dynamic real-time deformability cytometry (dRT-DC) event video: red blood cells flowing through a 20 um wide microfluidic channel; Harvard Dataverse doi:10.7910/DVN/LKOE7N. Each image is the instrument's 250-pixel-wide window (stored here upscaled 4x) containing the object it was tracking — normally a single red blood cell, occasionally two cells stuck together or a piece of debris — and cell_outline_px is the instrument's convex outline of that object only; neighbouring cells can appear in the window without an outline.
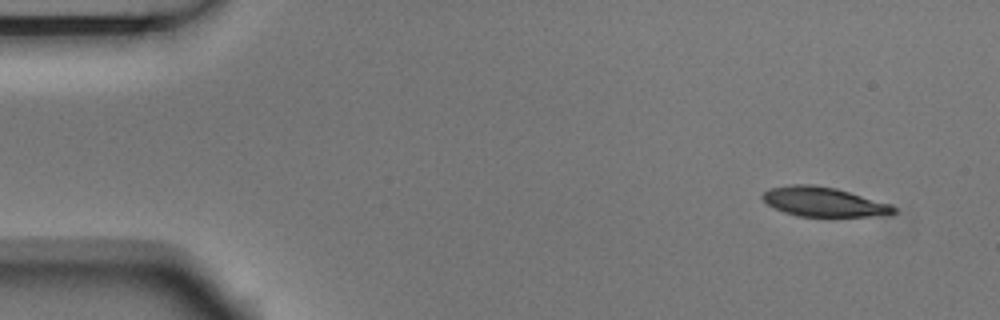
{"species": "Egyptian fruit bat (a non-hibernating species)", "species_latin": "Rousettus aegyptiacus", "temperature_condition": "room temperature", "stored_images_in_passage": 4, "camera_frame_rate_fps": 3000, "um_per_image_px": 0.085, "animal": {"sex": "male"}, "frame": {"image": 1, "passage_image": 1, "time_ms": 0.0, "image_size_px": [1000, 320], "cell_outline_px": [[896, 212], [892, 216], [796, 216], [784, 212], [768, 204], [760, 196], [764, 192], [772, 188], [792, 184], [812, 184], [836, 188], [892, 204], [896, 208]], "centroid_in_image_um": [70.08, 17.16], "position_along_channel_um": 14.9, "area_um2": 22.6}}
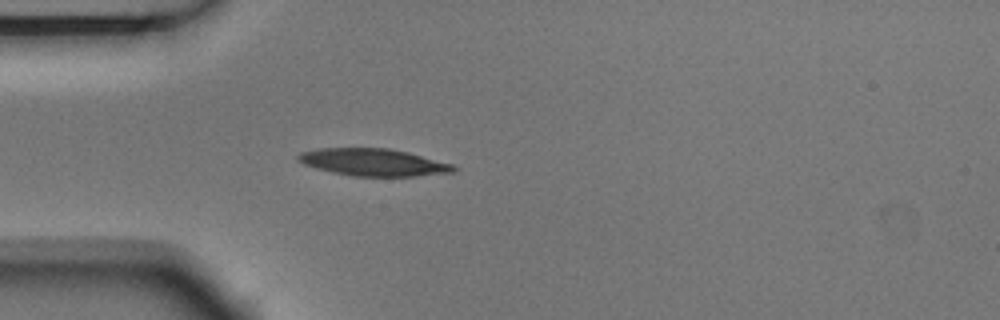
{"frame": {"image": 2, "passage_image": 4, "time_ms": 1.0, "image_size_px": [1000, 320], "cell_outline_px": [[460, 168], [456, 172], [416, 176], [352, 176], [332, 172], [316, 168], [304, 164], [296, 160], [296, 156], [300, 152], [316, 148], [388, 148], [408, 152], [452, 164]], "centroid_in_image_um": [31.73, 13.79], "position_along_channel_um": 53.3, "area_um2": 24.85}}